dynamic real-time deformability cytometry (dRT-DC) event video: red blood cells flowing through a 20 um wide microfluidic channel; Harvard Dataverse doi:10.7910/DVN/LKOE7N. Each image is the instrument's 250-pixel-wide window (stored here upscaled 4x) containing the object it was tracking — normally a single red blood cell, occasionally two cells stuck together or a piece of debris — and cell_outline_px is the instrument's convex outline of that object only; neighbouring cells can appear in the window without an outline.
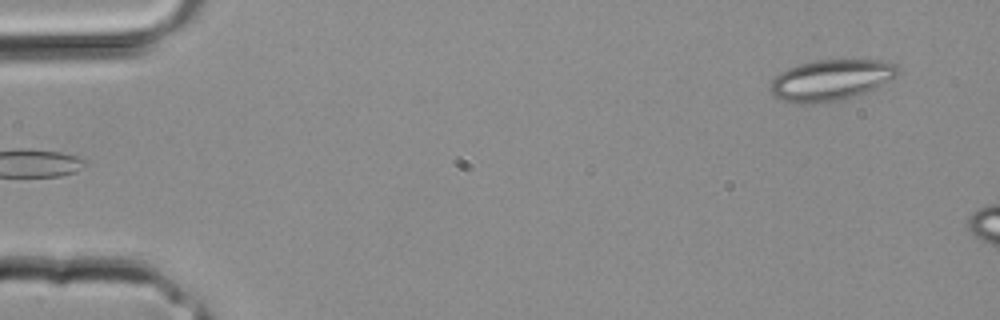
{"species": "common noctule bat (a hibernating species)", "species_latin": "Nyctalus noctula", "temperature_condition": "room temperature", "stored_images_in_passage": 4, "segment_of_instrument_passage": [2, 2], "camera_frame_rate_fps": 3000, "um_per_image_px": 0.085, "animal": {"sex": "male", "body_mass_g": 20.4}, "frame": {"image": 1, "passage_image": 4, "time_ms": 1.0, "image_size_px": [1000, 320], "cell_outline_px": [[900, 76], [892, 80], [864, 92], [840, 100], [812, 104], [792, 104], [780, 100], [772, 96], [772, 80], [780, 72], [788, 68], [800, 64], [816, 60], [880, 60], [896, 64], [900, 68]], "centroid_in_image_um": [70.64, 6.81], "position_along_channel_um": 14.4, "area_um2": 30.58}}